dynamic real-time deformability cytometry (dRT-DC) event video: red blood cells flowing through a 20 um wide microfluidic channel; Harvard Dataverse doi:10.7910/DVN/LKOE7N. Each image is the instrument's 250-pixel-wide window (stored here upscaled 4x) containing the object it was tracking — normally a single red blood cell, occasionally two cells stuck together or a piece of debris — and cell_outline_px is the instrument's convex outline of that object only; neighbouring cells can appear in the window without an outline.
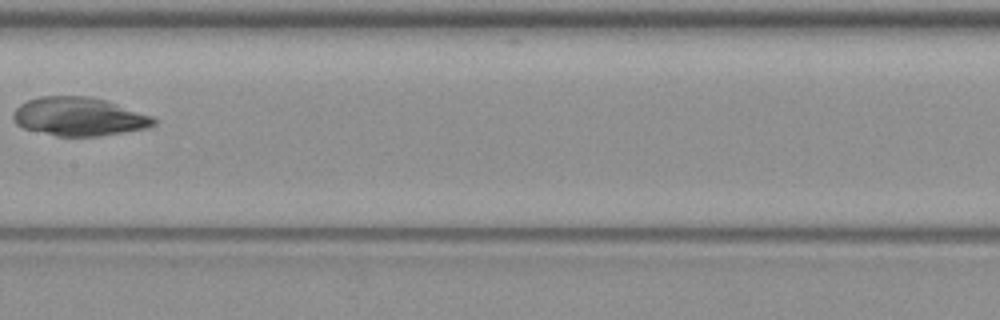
{"species": "common noctule bat (a hibernating species)", "species_latin": "Nyctalus noctula", "temperature_condition": "warm", "stored_images_in_passage": 8, "camera_frame_rate_fps": 3000, "um_per_image_px": 0.085, "animal": {"sex": "female", "body_mass_g": 19.3, "forearm_length_mm": 54.1}, "frame": {"image": 1, "passage_image": 8, "time_ms": 13.0, "image_size_px": [1000, 320], "cell_outline_px": [[156, 124], [148, 128], [100, 136], [56, 136], [24, 128], [16, 124], [12, 116], [12, 112], [20, 104], [28, 100], [40, 96], [92, 96], [152, 116], [156, 120]], "centroid_in_image_um": [6.69, 9.91], "position_along_channel_um": 200.7, "area_um2": 31.5}}